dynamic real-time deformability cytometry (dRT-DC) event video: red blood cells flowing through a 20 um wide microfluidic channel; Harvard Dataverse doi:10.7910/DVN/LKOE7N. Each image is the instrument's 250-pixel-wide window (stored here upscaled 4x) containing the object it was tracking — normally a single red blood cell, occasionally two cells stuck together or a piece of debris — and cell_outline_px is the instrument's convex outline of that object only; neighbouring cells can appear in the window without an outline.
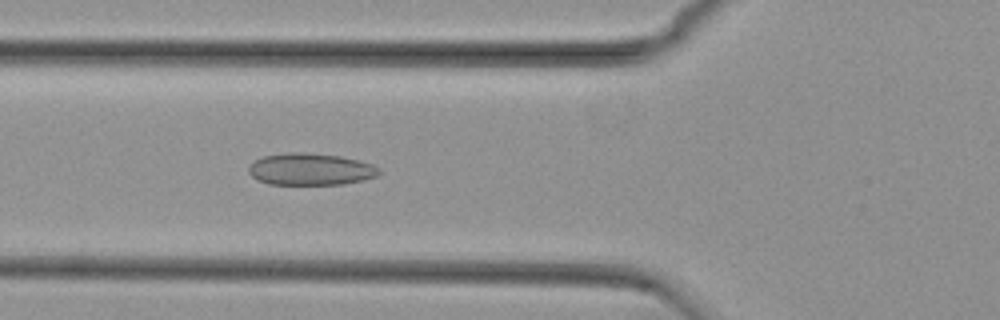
{"species": "common noctule bat (a hibernating species)", "species_latin": "Nyctalus noctula", "temperature_condition": "cold", "stored_images_in_passage": 48, "camera_frame_rate_fps": 3000, "um_per_image_px": 0.085, "animal": {"sex": "female", "body_mass_g": 29.2, "forearm_length_mm": 56.3}, "frame": {"image": 1, "passage_image": 13, "time_ms": 4.0, "image_size_px": [1000, 320], "cell_outline_px": [[380, 172], [376, 176], [364, 180], [344, 184], [268, 184], [252, 176], [248, 172], [248, 168], [256, 160], [264, 156], [288, 152], [300, 152], [340, 156], [360, 160], [372, 164], [380, 168]], "centroid_in_image_um": [26.43, 14.38], "position_along_channel_um": 99.4, "area_um2": 24.16}}
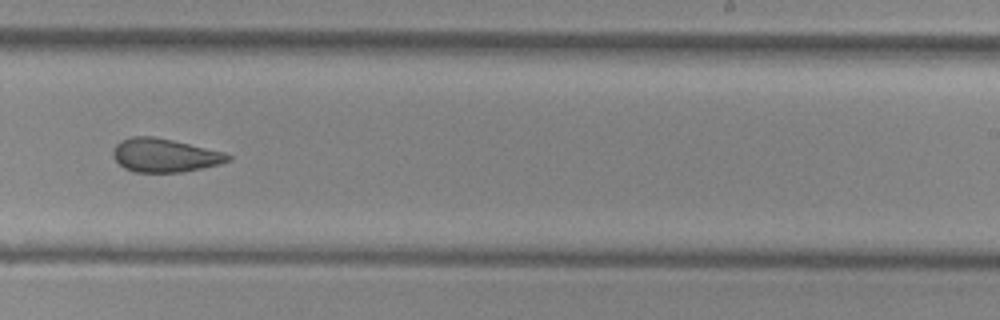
{"frame": {"image": 2, "passage_image": 27, "time_ms": 8.667, "image_size_px": [1000, 320], "cell_outline_px": [[232, 160], [220, 164], [180, 172], [136, 172], [124, 168], [112, 156], [112, 152], [116, 144], [120, 140], [132, 136], [152, 136], [172, 140], [224, 152], [232, 156]], "centroid_in_image_um": [13.98, 13.2], "position_along_channel_um": 275.0, "area_um2": 22.37}}
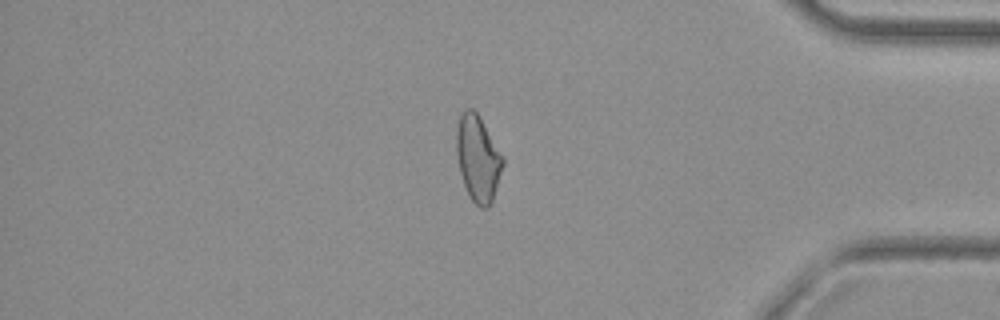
{"frame": {"image": 3, "passage_image": 39, "time_ms": 12.667, "image_size_px": [1000, 320], "cell_outline_px": [[504, 164], [492, 200], [488, 208], [480, 208], [472, 200], [464, 184], [460, 172], [456, 156], [456, 128], [460, 116], [464, 108], [472, 108], [480, 116], [504, 156]], "centroid_in_image_um": [40.62, 13.42], "position_along_channel_um": 394.6, "area_um2": 23.41}, "authors_computed_cell_mechanics": {"area_um2": 23.409, "velocity_mm_per_s": 3.757, "shape_relaxation_time_tau1_ms": null, "shape_relaxation_time_tau2_ms": 2.8428, "deformation_change_tau1": null, "deformation_change_tau2": 0.0907}}